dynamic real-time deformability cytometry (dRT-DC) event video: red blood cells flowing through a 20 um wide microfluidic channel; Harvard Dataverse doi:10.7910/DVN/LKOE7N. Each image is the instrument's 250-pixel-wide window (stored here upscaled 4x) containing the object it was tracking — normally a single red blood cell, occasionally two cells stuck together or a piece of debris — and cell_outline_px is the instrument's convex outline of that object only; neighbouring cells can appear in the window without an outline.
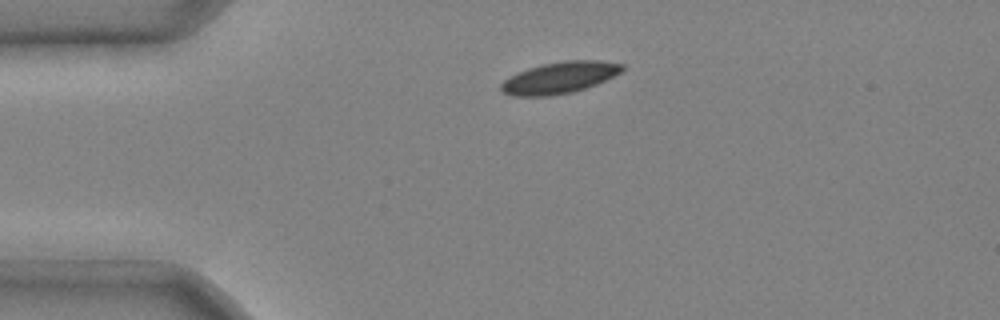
{"species": "common noctule bat (a hibernating species)", "species_latin": "Nyctalus noctula", "temperature_condition": "cold", "stored_images_in_passage": 2, "camera_frame_rate_fps": 3000, "um_per_image_px": 0.085, "animal": {"sex": "male", "body_mass_g": 20.4}, "frame": {"image": 1, "passage_image": 1, "time_ms": 0.0, "image_size_px": [1000, 320], "cell_outline_px": [[624, 68], [620, 72], [596, 84], [572, 92], [548, 96], [512, 96], [504, 92], [500, 88], [500, 84], [504, 80], [528, 68], [544, 64], [564, 60], [600, 60], [624, 64]], "centroid_in_image_um": [47.57, 6.6], "position_along_channel_um": 37.4, "area_um2": 21.96}}